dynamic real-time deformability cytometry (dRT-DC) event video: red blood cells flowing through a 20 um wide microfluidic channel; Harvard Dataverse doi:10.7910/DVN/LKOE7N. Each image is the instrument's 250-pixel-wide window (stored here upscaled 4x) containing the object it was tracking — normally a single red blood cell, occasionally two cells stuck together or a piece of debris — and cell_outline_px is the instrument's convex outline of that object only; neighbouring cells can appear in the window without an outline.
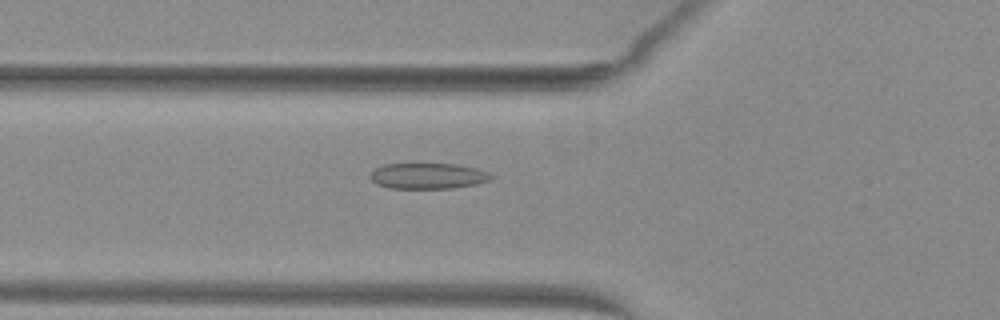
{"species": "common noctule bat (a hibernating species)", "species_latin": "Nyctalus noctula", "temperature_condition": "warm", "stored_images_in_passage": 37, "camera_frame_rate_fps": 3000, "um_per_image_px": 0.085, "animal": {"sex": "female", "body_mass_g": 29.2, "forearm_length_mm": 56.3}, "frame": {"image": 1, "passage_image": 10, "time_ms": 3.0, "image_size_px": [1000, 320], "cell_outline_px": [[492, 180], [476, 184], [452, 188], [388, 188], [376, 184], [368, 176], [376, 168], [384, 164], [456, 164], [476, 168], [488, 172], [492, 176]], "centroid_in_image_um": [36.37, 14.96], "position_along_channel_um": 89.4, "area_um2": 18.15}}
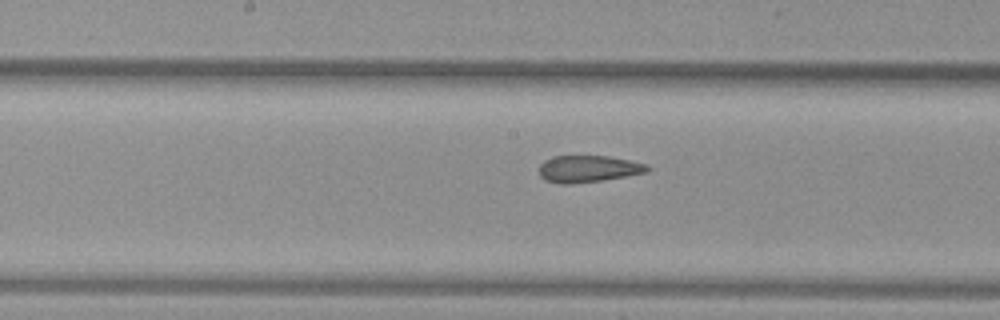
{"frame": {"image": 2, "passage_image": 18, "time_ms": 5.667, "image_size_px": [1000, 320], "cell_outline_px": [[652, 168], [648, 172], [604, 180], [572, 184], [560, 184], [544, 180], [540, 176], [540, 164], [544, 160], [552, 156], [608, 156], [648, 164]], "centroid_in_image_um": [50.01, 14.36], "position_along_channel_um": 198.2, "area_um2": 17.11}}
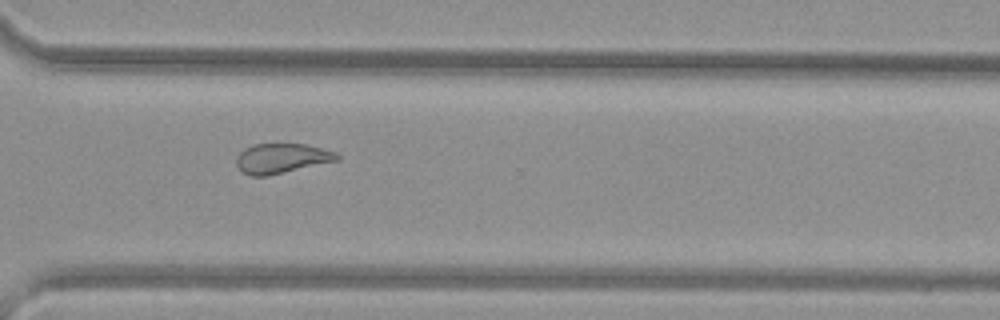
{"frame": {"image": 3, "passage_image": 29, "time_ms": 9.333, "image_size_px": [1000, 320], "cell_outline_px": [[340, 160], [268, 176], [252, 176], [244, 172], [236, 164], [236, 156], [244, 148], [252, 144], [304, 144], [336, 152], [340, 156]], "centroid_in_image_um": [23.94, 13.46], "position_along_channel_um": 346.7, "area_um2": 17.51}, "authors_computed_cell_mechanics": {"area_um2": 17.5712, "velocity_mm_per_s": 4.0557, "shape_relaxation_time_tau1_ms": null, "shape_relaxation_time_tau2_ms": 1.5038, "deformation_change_tau1": null, "deformation_change_tau2": 0.1008}}